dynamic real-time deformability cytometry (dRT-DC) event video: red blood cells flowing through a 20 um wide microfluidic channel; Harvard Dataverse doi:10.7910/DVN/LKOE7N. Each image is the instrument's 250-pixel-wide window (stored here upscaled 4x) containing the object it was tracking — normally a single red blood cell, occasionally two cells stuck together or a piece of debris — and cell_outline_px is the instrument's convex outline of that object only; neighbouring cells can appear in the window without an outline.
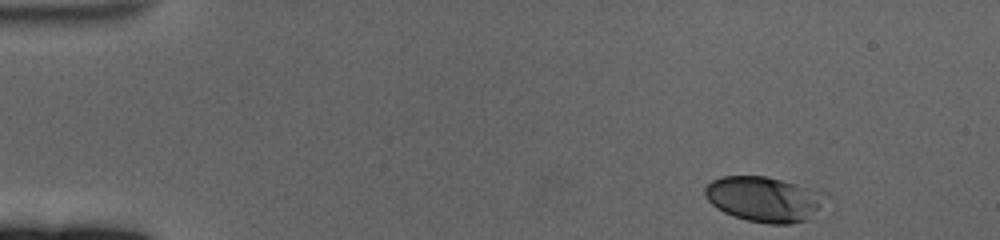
{"species": "human", "species_latin": "Homo sapiens", "temperature_condition": "cold", "stored_images_in_passage": 55, "camera_frame_rate_fps": 3000, "um_per_image_px": 0.085, "donor": {"sex": "female"}, "frame": {"image": 1, "passage_image": 1, "time_ms": 0.0, "image_size_px": [1000, 240], "cell_outline_px": [[824, 192], [816, 208], [808, 220], [788, 224], [768, 224], [748, 220], [732, 216], [716, 208], [704, 196], [704, 188], [712, 180], [724, 176], [768, 176], [820, 188]], "centroid_in_image_um": [64.91, 16.9], "position_along_channel_um": 20.1, "area_um2": 31.79}}
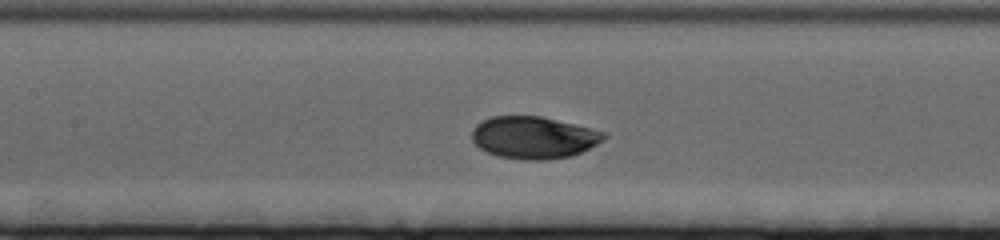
{"frame": {"image": 2, "passage_image": 23, "time_ms": 7.333, "image_size_px": [1000, 240], "cell_outline_px": [[608, 136], [604, 140], [572, 156], [548, 160], [520, 160], [500, 156], [488, 152], [480, 148], [472, 140], [472, 128], [476, 124], [492, 116], [540, 116], [592, 128], [604, 132]], "centroid_in_image_um": [45.36, 11.69], "position_along_channel_um": 162.0, "area_um2": 32.43}}
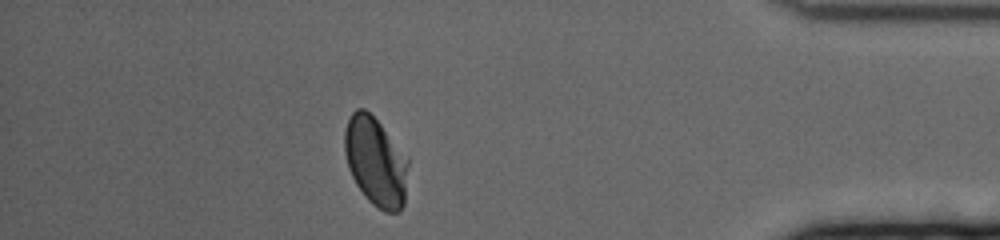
{"frame": {"image": 3, "passage_image": 48, "time_ms": 15.667, "image_size_px": [1000, 240], "cell_outline_px": [[408, 164], [404, 204], [400, 212], [384, 212], [372, 204], [364, 196], [356, 184], [348, 168], [344, 152], [344, 132], [348, 120], [352, 112], [356, 108], [364, 108], [380, 124], [408, 156]], "centroid_in_image_um": [31.93, 13.75], "position_along_channel_um": 403.3, "area_um2": 33.06}, "authors_computed_cell_mechanics": {"area_um2": 32.8304, "velocity_mm_per_s": 3.3455, "shape_relaxation_time_tau1_ms": 3.4016, "shape_relaxation_time_tau2_ms": null, "deformation_change_tau1": 0.1291, "deformation_change_tau2": null}}